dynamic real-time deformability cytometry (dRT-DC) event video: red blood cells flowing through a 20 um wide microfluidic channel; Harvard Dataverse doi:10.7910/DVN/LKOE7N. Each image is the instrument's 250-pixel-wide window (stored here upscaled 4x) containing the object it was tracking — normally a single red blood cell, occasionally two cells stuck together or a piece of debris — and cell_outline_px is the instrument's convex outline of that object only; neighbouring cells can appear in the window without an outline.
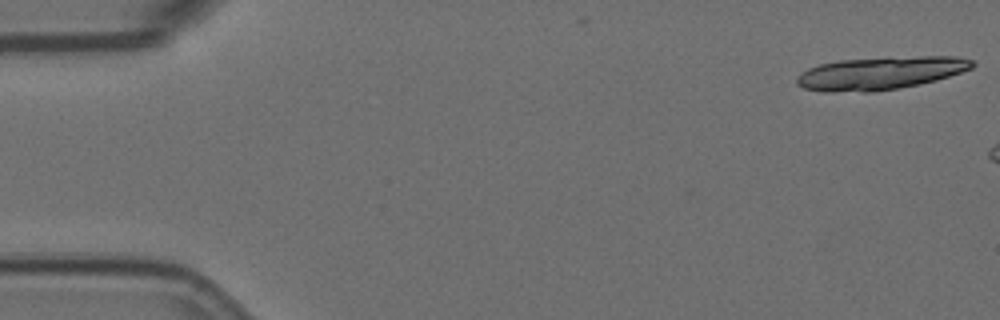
{"species": "Egyptian fruit bat (a non-hibernating species)", "species_latin": "Rousettus aegyptiacus", "temperature_condition": "room temperature", "stored_images_in_passage": 3, "camera_frame_rate_fps": 3000, "um_per_image_px": 0.085, "animal": {"sex": "female"}, "frame": {"image": 1, "passage_image": 1, "time_ms": 0.0, "image_size_px": [1000, 320], "cell_outline_px": [[976, 64], [972, 68], [936, 80], [920, 84], [872, 92], [824, 92], [804, 88], [796, 84], [796, 76], [800, 72], [808, 68], [820, 64], [840, 60], [888, 56], [956, 56], [972, 60]], "centroid_in_image_um": [74.8, 6.2], "position_along_channel_um": 10.2, "area_um2": 34.04}}